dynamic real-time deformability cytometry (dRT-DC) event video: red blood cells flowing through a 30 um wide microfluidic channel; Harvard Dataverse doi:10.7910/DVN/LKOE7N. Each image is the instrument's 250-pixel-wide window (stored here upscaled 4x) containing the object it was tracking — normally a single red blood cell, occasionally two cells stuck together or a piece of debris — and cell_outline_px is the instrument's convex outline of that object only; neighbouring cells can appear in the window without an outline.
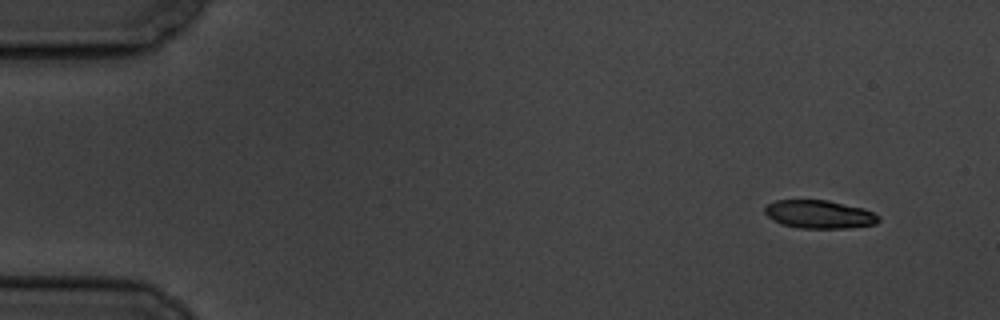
{"species": "common noctule bat (a hibernating species)", "species_latin": "Nyctalus noctula", "temperature_condition": "cold", "stored_images_in_passage": 5, "camera_frame_rate_fps": 3000, "um_per_image_px": 0.085, "animal": {"sex": "male", "body_mass_g": 19.5, "forearm_length_mm": 54.6}, "frame": {"image": 1, "passage_image": 1, "time_ms": 0.0, "image_size_px": [1000, 320], "cell_outline_px": [[880, 220], [876, 224], [848, 228], [800, 228], [780, 224], [768, 216], [764, 212], [764, 208], [768, 204], [776, 200], [828, 200], [864, 208], [880, 216]], "centroid_in_image_um": [69.66, 18.22], "position_along_channel_um": 15.3, "area_um2": 18.79}}
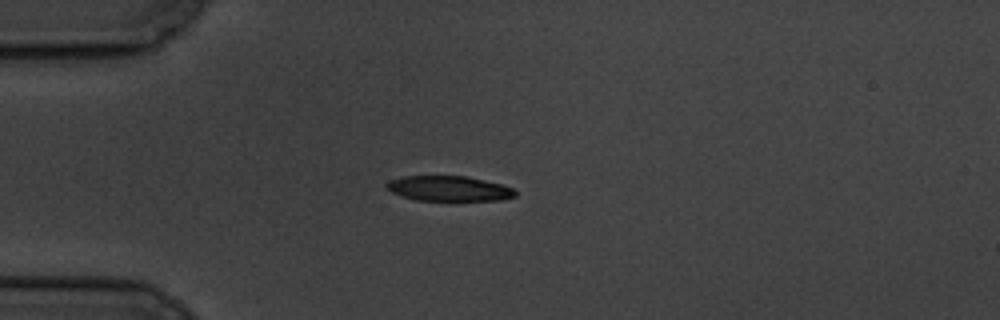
{"frame": {"image": 2, "passage_image": 4, "time_ms": 3.667, "image_size_px": [1000, 320], "cell_outline_px": [[516, 196], [500, 200], [416, 200], [392, 192], [384, 184], [388, 180], [404, 176], [468, 176], [500, 184], [512, 188], [516, 192]], "centroid_in_image_um": [38.15, 16.02], "position_along_channel_um": 46.9, "area_um2": 18.67}}